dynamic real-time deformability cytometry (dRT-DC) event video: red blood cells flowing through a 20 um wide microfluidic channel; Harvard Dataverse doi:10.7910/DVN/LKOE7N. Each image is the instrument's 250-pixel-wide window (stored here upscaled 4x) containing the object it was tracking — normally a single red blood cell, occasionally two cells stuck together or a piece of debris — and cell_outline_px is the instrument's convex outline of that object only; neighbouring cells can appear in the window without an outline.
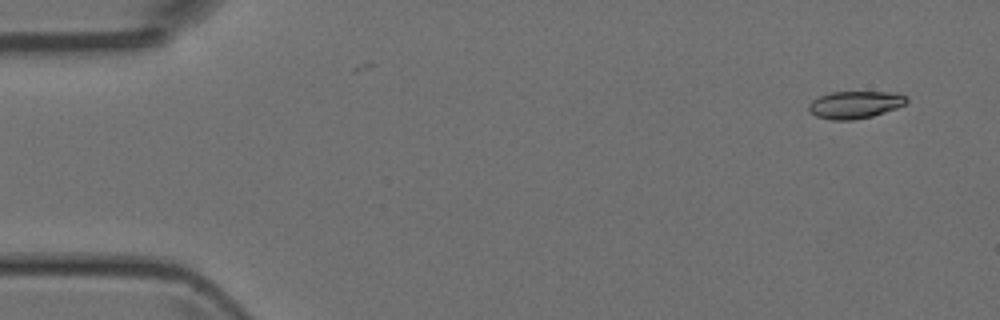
{"species": "Egyptian fruit bat (a non-hibernating species)", "species_latin": "Rousettus aegyptiacus", "temperature_condition": "room temperature", "stored_images_in_passage": 2, "camera_frame_rate_fps": 3000, "um_per_image_px": 0.085, "animal": {"sex": "female"}, "frame": {"image": 1, "passage_image": 1, "time_ms": 0.0, "image_size_px": [1000, 320], "cell_outline_px": [[908, 100], [904, 104], [896, 108], [872, 116], [852, 120], [832, 120], [816, 116], [808, 108], [808, 104], [812, 100], [820, 96], [832, 92], [896, 92], [904, 96]], "centroid_in_image_um": [72.66, 8.9], "position_along_channel_um": 12.3, "area_um2": 15.43}}